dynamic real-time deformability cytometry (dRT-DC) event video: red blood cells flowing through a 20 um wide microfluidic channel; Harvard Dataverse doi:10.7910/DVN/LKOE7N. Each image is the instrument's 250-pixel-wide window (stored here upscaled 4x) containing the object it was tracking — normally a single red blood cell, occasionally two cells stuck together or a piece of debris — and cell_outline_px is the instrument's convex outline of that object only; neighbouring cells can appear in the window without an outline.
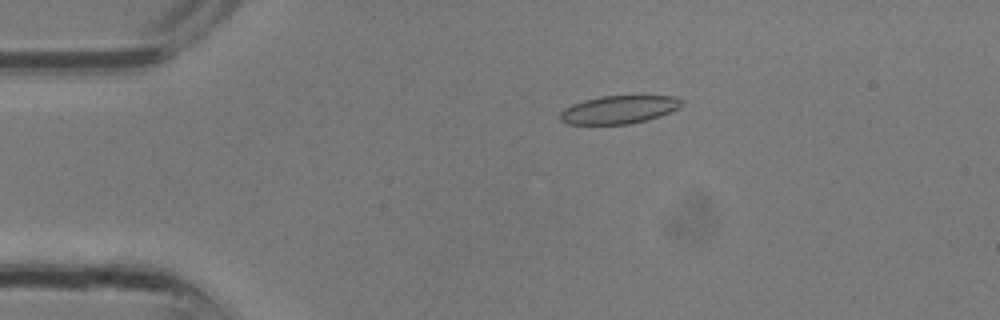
{"species": "common noctule bat (a hibernating species)", "species_latin": "Nyctalus noctula", "temperature_condition": "room temperature", "stored_images_in_passage": 5, "camera_frame_rate_fps": 3000, "um_per_image_px": 0.085, "animal": {"sex": "male", "body_mass_g": 13.3}, "frame": {"image": 1, "passage_image": 2, "time_ms": 0.333, "image_size_px": [1000, 320], "cell_outline_px": [[684, 104], [680, 108], [660, 116], [648, 120], [628, 124], [568, 124], [560, 120], [560, 112], [564, 108], [572, 104], [584, 100], [600, 96], [676, 96], [684, 100]], "centroid_in_image_um": [52.65, 9.31], "position_along_channel_um": 32.4, "area_um2": 20.06}}